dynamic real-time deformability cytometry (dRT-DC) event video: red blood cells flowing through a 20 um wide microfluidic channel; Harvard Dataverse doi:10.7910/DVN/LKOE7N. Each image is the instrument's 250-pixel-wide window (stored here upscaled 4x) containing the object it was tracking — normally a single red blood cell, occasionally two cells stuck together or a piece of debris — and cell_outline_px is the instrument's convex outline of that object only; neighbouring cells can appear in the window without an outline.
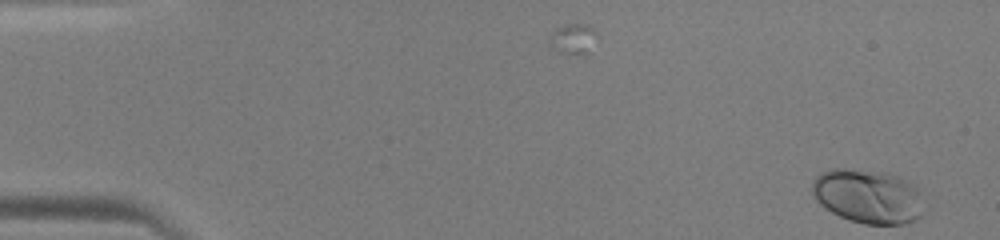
{"species": "human", "species_latin": "Homo sapiens", "temperature_condition": "warm", "stored_images_in_passage": 4, "camera_frame_rate_fps": 3000, "um_per_image_px": 0.085, "donor": {"sex": "male"}, "frame": {"image": 1, "passage_image": 4, "time_ms": 1.0, "image_size_px": [1000, 240], "cell_outline_px": [[920, 216], [916, 220], [904, 224], [864, 224], [848, 220], [824, 208], [816, 200], [812, 192], [812, 180], [820, 172], [832, 168], [844, 168], [884, 172], [908, 180], [916, 184], [920, 188]], "centroid_in_image_um": [73.75, 16.67], "position_along_channel_um": 11.3, "area_um2": 35.49}}